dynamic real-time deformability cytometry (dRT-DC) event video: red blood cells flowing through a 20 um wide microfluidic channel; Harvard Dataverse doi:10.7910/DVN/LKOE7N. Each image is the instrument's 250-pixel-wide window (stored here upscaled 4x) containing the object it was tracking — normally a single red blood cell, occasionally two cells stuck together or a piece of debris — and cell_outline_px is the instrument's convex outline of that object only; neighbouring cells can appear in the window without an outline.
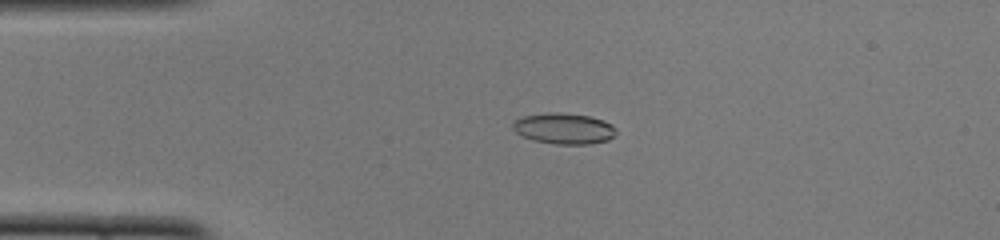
{"species": "common noctule bat (a hibernating species)", "species_latin": "Nyctalus noctula", "temperature_condition": "cold", "stored_images_in_passage": 50, "camera_frame_rate_fps": 3000, "um_per_image_px": 0.085, "animal": {"sex": "female", "body_mass_g": 22.0, "forearm_length_mm": 56.7}, "frame": {"image": 1, "passage_image": 11, "time_ms": 3.333, "image_size_px": [1000, 240], "cell_outline_px": [[616, 132], [608, 140], [588, 144], [556, 144], [532, 140], [516, 132], [512, 128], [512, 124], [516, 120], [524, 116], [548, 112], [560, 112], [592, 116], [604, 120], [612, 124], [616, 128]], "centroid_in_image_um": [47.95, 10.91], "position_along_channel_um": 37.0, "area_um2": 18.67}}
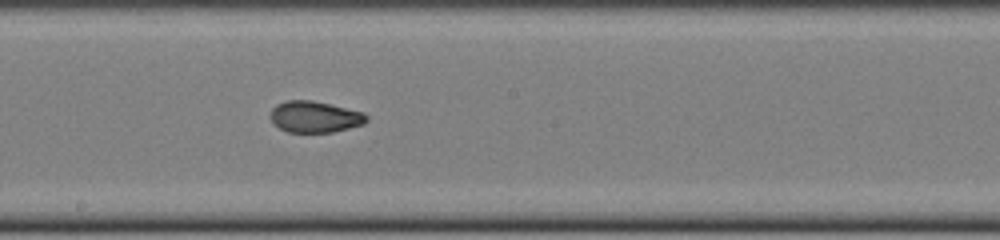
{"frame": {"image": 2, "passage_image": 27, "time_ms": 8.667, "image_size_px": [1000, 240], "cell_outline_px": [[368, 120], [364, 124], [332, 132], [288, 132], [272, 124], [272, 108], [276, 104], [288, 100], [312, 100], [364, 112], [368, 116]], "centroid_in_image_um": [26.77, 9.93], "position_along_channel_um": 221.4, "area_um2": 17.51}}
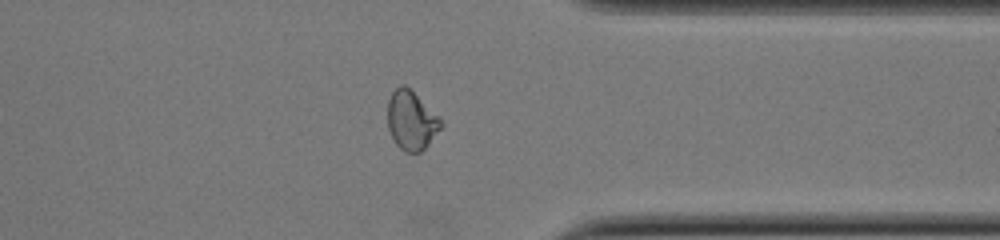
{"frame": {"image": 3, "passage_image": 39, "time_ms": 12.667, "image_size_px": [1000, 240], "cell_outline_px": [[444, 124], [428, 144], [420, 152], [404, 152], [396, 144], [388, 128], [388, 100], [392, 92], [400, 84], [404, 84], [440, 116]], "centroid_in_image_um": [34.97, 10.23], "position_along_channel_um": 376.4, "area_um2": 18.26}, "authors_computed_cell_mechanics": {"area_um2": 18.2359, "velocity_mm_per_s": 4.0182, "shape_relaxation_time_tau1_ms": null, "shape_relaxation_time_tau2_ms": 1.4927, "deformation_change_tau1": null, "deformation_change_tau2": 0.0567}}